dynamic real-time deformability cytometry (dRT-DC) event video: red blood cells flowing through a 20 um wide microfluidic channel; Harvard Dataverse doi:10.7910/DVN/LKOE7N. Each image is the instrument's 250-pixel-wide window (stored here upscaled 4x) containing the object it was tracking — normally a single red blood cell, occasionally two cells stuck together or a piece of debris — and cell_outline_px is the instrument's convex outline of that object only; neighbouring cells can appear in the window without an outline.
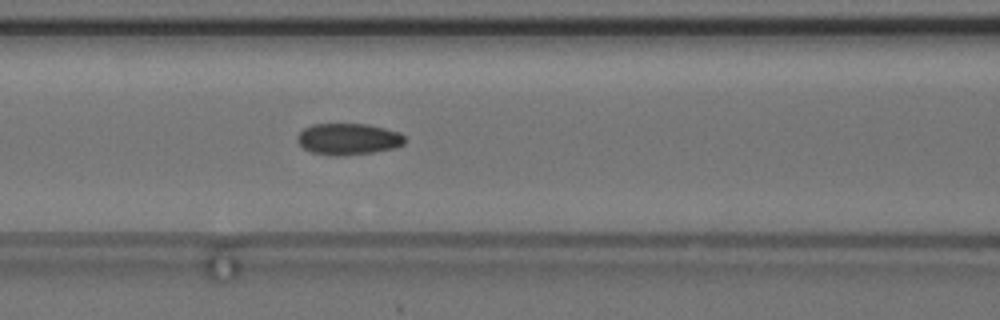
{"species": "common noctule bat (a hibernating species)", "species_latin": "Nyctalus noctula", "temperature_condition": "cold", "stored_images_in_passage": 38, "camera_frame_rate_fps": 3000, "um_per_image_px": 0.085, "animal": {"sex": "female", "body_mass_g": 24.6, "forearm_length_mm": 56.2}, "frame": {"image": 1, "passage_image": 12, "time_ms": 3.667, "image_size_px": [1000, 320], "cell_outline_px": [[404, 144], [396, 148], [372, 152], [340, 156], [332, 156], [312, 152], [304, 148], [296, 140], [296, 136], [304, 128], [312, 124], [368, 124], [400, 132], [404, 136]], "centroid_in_image_um": [29.6, 11.82], "position_along_channel_um": 137.0, "area_um2": 19.77}, "authors_computed_cell_mechanics": {"area_um2": 19.9699, "velocity_mm_per_s": 3.6986, "shape_relaxation_time_tau1_ms": 8.1617, "shape_relaxation_time_tau2_ms": 3.67, "deformation_change_tau1": 0.1092, "deformation_change_tau2": 0.0767}}